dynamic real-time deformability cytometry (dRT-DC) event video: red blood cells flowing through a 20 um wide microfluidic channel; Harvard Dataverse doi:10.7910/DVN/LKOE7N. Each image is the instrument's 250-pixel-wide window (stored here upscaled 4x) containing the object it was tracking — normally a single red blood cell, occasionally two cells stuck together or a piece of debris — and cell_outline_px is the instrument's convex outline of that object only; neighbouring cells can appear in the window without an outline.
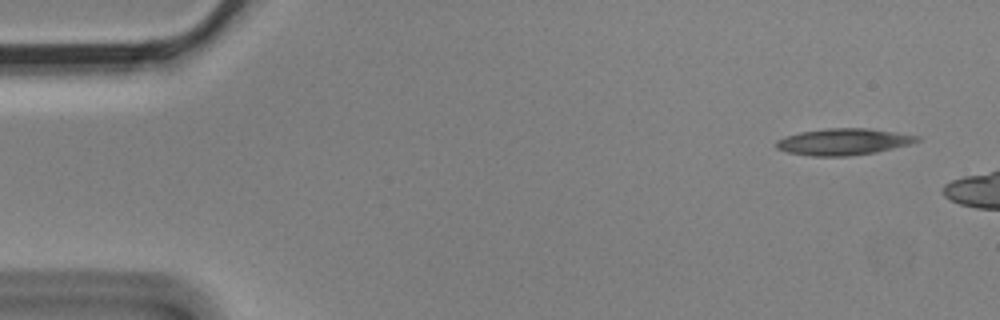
{"species": "Egyptian fruit bat (a non-hibernating species)", "species_latin": "Rousettus aegyptiacus", "temperature_condition": "cold", "stored_images_in_passage": 3, "camera_frame_rate_fps": 3000, "um_per_image_px": 0.085, "animal": {"sex": "male"}, "frame": {"image": 1, "passage_image": 1, "time_ms": 0.0, "image_size_px": [1000, 320], "cell_outline_px": [[920, 140], [912, 144], [876, 152], [848, 156], [812, 156], [788, 152], [776, 148], [776, 140], [784, 136], [800, 132], [828, 128], [868, 128], [896, 132], [920, 136]], "centroid_in_image_um": [71.7, 12.04], "position_along_channel_um": 13.3, "area_um2": 21.85}}